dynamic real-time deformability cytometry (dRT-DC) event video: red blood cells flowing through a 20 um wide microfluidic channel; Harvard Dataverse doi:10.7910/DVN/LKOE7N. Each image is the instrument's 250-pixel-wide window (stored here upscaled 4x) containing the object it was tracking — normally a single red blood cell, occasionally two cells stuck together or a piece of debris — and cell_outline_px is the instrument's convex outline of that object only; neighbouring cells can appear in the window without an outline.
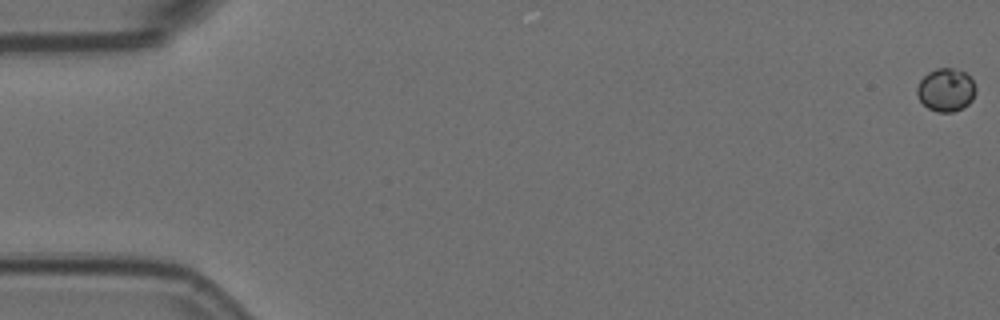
{"species": "Egyptian fruit bat (a non-hibernating species)", "species_latin": "Rousettus aegyptiacus", "temperature_condition": "room temperature", "stored_images_in_passage": 54, "camera_frame_rate_fps": 3000, "um_per_image_px": 0.085, "animal": {"sex": "female"}, "frame": {"image": 1, "passage_image": 1, "time_ms": 0.0, "image_size_px": [1000, 320], "cell_outline_px": [[976, 92], [972, 100], [964, 108], [952, 112], [936, 112], [928, 108], [920, 100], [916, 92], [916, 88], [920, 80], [928, 72], [936, 68], [952, 68], [964, 72], [972, 80], [976, 88]], "centroid_in_image_um": [80.4, 7.65], "position_along_channel_um": 4.6, "area_um2": 14.8}}
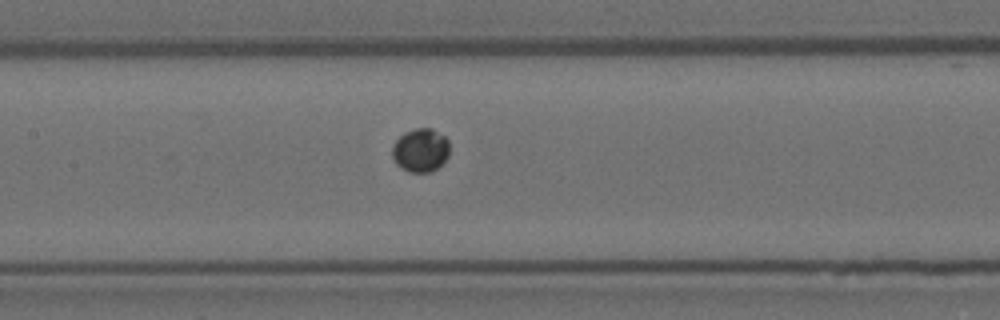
{"frame": {"image": 2, "passage_image": 28, "time_ms": 9.0, "image_size_px": [1000, 320], "cell_outline_px": [[448, 156], [436, 168], [428, 172], [408, 172], [396, 164], [392, 156], [392, 144], [404, 132], [416, 128], [432, 128], [444, 136], [448, 140]], "centroid_in_image_um": [35.71, 12.75], "position_along_channel_um": 171.7, "area_um2": 14.45}}
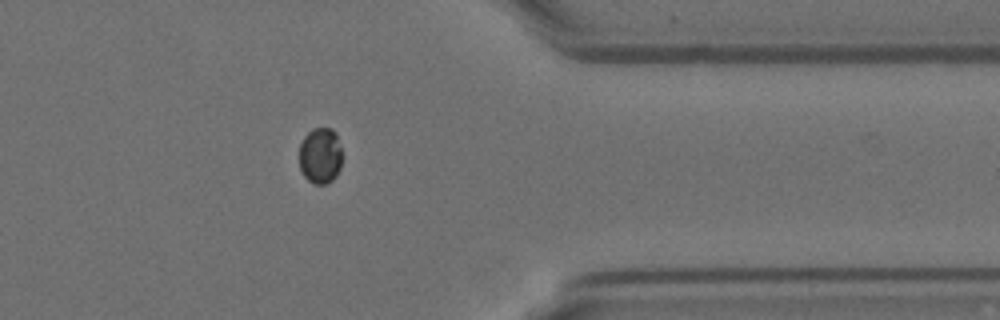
{"frame": {"image": 3, "passage_image": 47, "time_ms": 15.333, "image_size_px": [1000, 320], "cell_outline_px": [[340, 168], [336, 176], [332, 180], [324, 184], [316, 184], [308, 180], [304, 176], [300, 168], [300, 144], [304, 136], [312, 128], [332, 128], [336, 132], [340, 148]], "centroid_in_image_um": [27.21, 13.21], "position_along_channel_um": 384.2, "area_um2": 13.93}}